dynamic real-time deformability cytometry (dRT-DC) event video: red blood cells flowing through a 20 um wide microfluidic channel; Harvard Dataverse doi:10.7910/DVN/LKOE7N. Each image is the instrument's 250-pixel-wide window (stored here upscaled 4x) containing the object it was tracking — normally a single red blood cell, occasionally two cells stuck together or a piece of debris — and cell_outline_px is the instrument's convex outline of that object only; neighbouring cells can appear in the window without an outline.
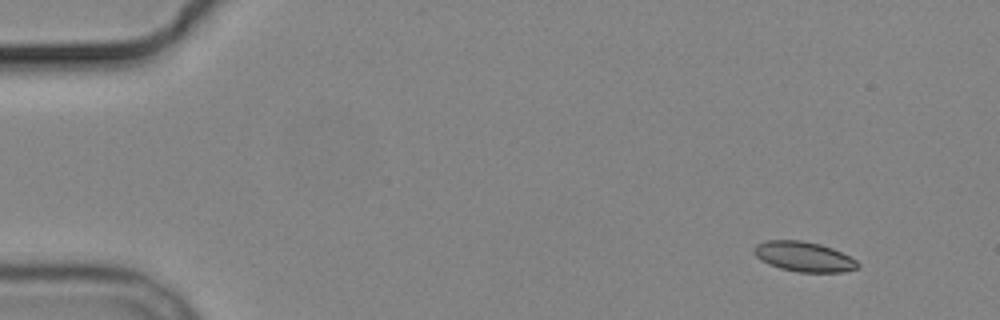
{"species": "common noctule bat (a hibernating species)", "species_latin": "Nyctalus noctula", "temperature_condition": "cold", "stored_images_in_passage": 6, "camera_frame_rate_fps": 3000, "um_per_image_px": 0.085, "animal": {"sex": "male", "body_mass_g": 19.2, "forearm_length_mm": 51.8}, "frame": {"image": 1, "passage_image": 1, "time_ms": 0.0, "image_size_px": [1000, 320], "cell_outline_px": [[860, 264], [856, 268], [844, 272], [796, 272], [780, 268], [768, 264], [760, 260], [752, 252], [752, 248], [756, 244], [764, 240], [800, 240], [820, 244], [832, 248], [856, 260]], "centroid_in_image_um": [68.27, 21.81], "position_along_channel_um": 16.7, "area_um2": 18.21}}
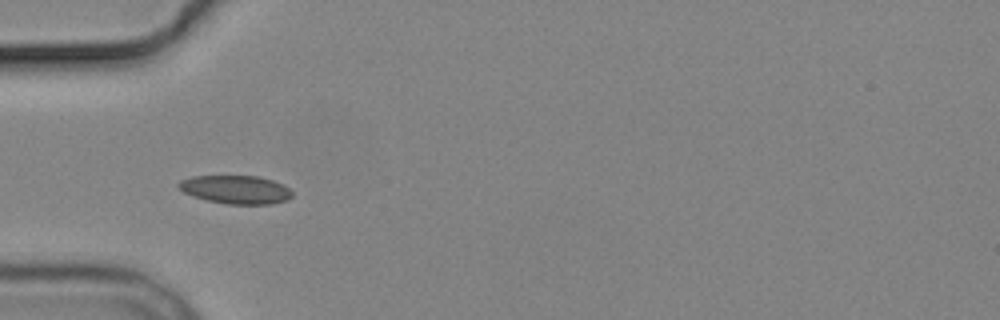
{"frame": {"image": 2, "passage_image": 5, "time_ms": 4.333, "image_size_px": [1000, 320], "cell_outline_px": [[292, 196], [288, 200], [272, 204], [228, 204], [208, 200], [192, 196], [184, 192], [176, 184], [180, 180], [192, 176], [260, 176], [272, 180], [288, 188], [292, 192]], "centroid_in_image_um": [20.03, 16.11], "position_along_channel_um": 65.0, "area_um2": 18.73}}
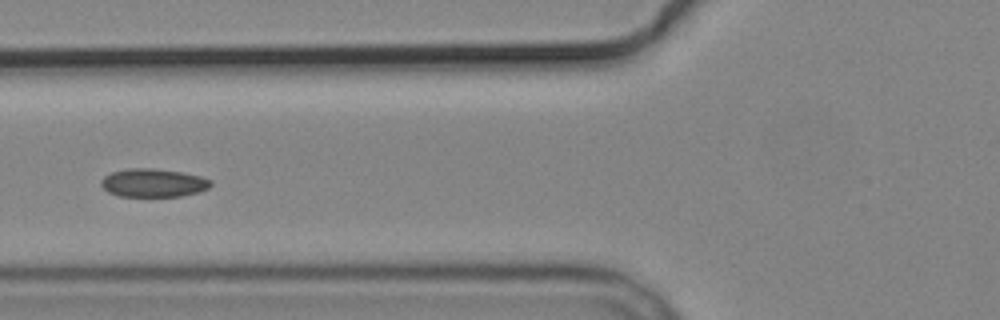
{"frame": {"image": 3, "passage_image": 6, "time_ms": 5.667, "image_size_px": [1000, 320], "cell_outline_px": [[212, 184], [208, 188], [200, 192], [180, 196], [120, 196], [108, 192], [100, 184], [100, 180], [104, 176], [112, 172], [128, 168], [152, 168], [180, 172], [200, 176], [212, 180]], "centroid_in_image_um": [13.03, 15.54], "position_along_channel_um": 112.8, "area_um2": 18.09}}